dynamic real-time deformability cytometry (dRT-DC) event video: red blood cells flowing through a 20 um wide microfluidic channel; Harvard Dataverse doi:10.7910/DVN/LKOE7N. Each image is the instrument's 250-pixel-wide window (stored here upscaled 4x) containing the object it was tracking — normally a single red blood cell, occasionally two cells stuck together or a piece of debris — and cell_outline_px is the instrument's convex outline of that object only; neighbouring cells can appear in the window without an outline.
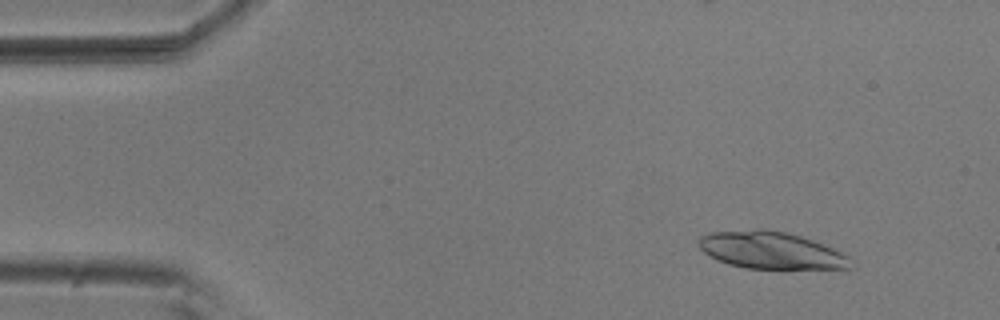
{"species": "common noctule bat (a hibernating species)", "species_latin": "Nyctalus noctula", "temperature_condition": "room temperature", "stored_images_in_passage": 5, "camera_frame_rate_fps": 3000, "um_per_image_px": 0.085, "animal": {"sex": "male", "body_mass_g": 20.5, "forearm_length_mm": 52.5}, "frame": {"image": 1, "passage_image": 2, "time_ms": 0.333, "image_size_px": [1000, 320], "cell_outline_px": [[856, 268], [744, 268], [728, 264], [704, 252], [700, 248], [700, 236], [712, 232], [760, 228], [784, 232], [800, 236], [812, 240], [832, 248], [848, 256]], "centroid_in_image_um": [65.55, 21.27], "position_along_channel_um": 19.5, "area_um2": 32.43}}